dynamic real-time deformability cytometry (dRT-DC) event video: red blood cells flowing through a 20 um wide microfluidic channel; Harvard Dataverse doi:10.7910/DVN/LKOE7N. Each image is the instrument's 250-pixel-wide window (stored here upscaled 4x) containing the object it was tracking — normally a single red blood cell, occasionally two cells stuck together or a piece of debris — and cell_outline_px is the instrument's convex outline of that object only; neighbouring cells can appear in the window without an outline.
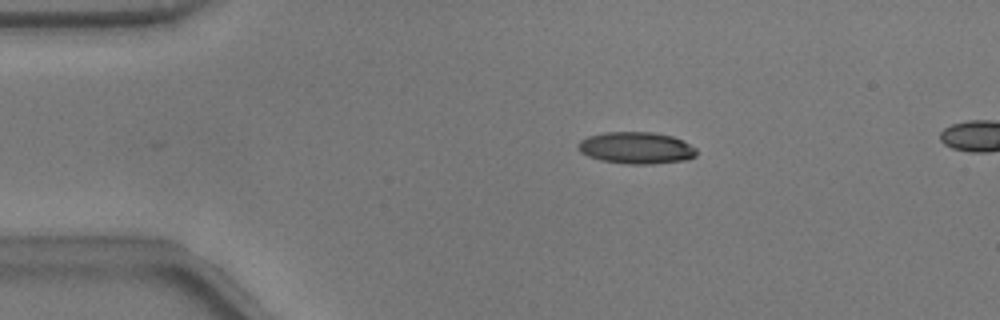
{"species": "common noctule bat (a hibernating species)", "species_latin": "Nyctalus noctula", "temperature_condition": "warm", "stored_images_in_passage": 44, "camera_frame_rate_fps": 3000, "um_per_image_px": 0.085, "animal": {"sex": "male", "body_mass_g": 17.9}, "frame": {"image": 1, "passage_image": 8, "time_ms": 2.333, "image_size_px": [1000, 320], "cell_outline_px": [[696, 156], [688, 160], [652, 164], [628, 164], [600, 160], [588, 156], [580, 152], [576, 148], [576, 144], [580, 140], [588, 136], [604, 132], [652, 132], [672, 136], [696, 148]], "centroid_in_image_um": [54.04, 12.57], "position_along_channel_um": 31.0, "area_um2": 22.08}}
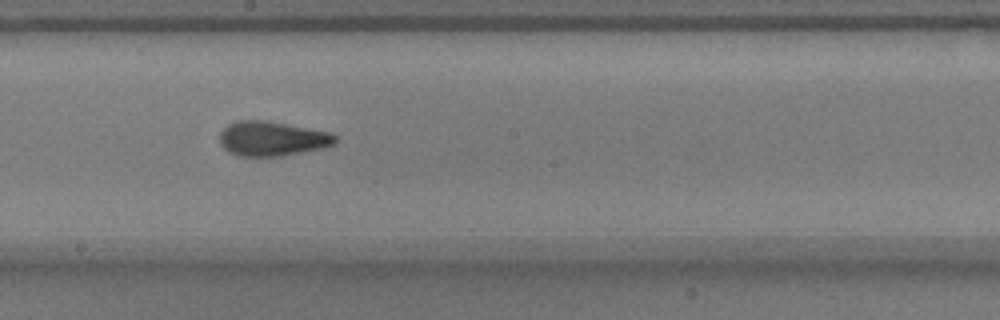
{"frame": {"image": 2, "passage_image": 27, "time_ms": 8.667, "image_size_px": [1000, 320], "cell_outline_px": [[336, 144], [324, 148], [280, 156], [236, 156], [228, 152], [220, 144], [220, 132], [228, 124], [236, 120], [264, 120], [288, 124], [328, 132], [336, 136]], "centroid_in_image_um": [23.1, 11.79], "position_along_channel_um": 225.1, "area_um2": 23.41}}
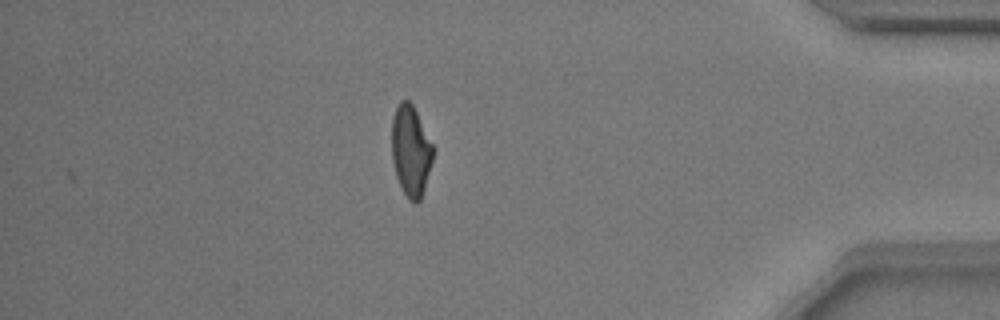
{"frame": {"image": 3, "passage_image": 44, "time_ms": 14.333, "image_size_px": [1000, 320], "cell_outline_px": [[432, 160], [424, 188], [420, 200], [416, 204], [404, 192], [396, 176], [392, 160], [392, 116], [400, 100], [408, 100], [412, 104], [432, 144]], "centroid_in_image_um": [34.89, 12.79], "position_along_channel_um": 400.3, "area_um2": 21.27}, "authors_computed_cell_mechanics": {"area_um2": 22.3108, "velocity_mm_per_s": 3.7907, "shape_relaxation_time_tau1_ms": 5.5844, "shape_relaxation_time_tau2_ms": 1.6236, "deformation_change_tau1": 0.1992, "deformation_change_tau2": 0.0785}}